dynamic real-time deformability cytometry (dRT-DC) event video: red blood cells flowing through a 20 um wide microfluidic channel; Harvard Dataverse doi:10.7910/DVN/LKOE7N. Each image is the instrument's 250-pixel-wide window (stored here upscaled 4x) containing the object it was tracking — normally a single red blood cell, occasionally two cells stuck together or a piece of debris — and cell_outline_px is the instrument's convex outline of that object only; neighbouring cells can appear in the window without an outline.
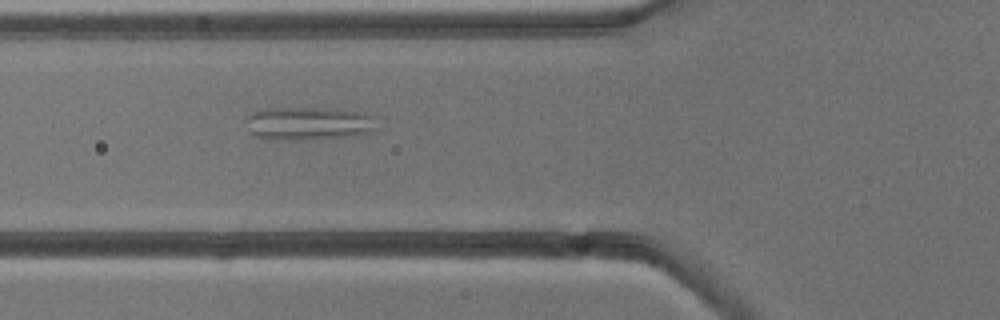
{"species": "common noctule bat (a hibernating species)", "species_latin": "Nyctalus noctula", "temperature_condition": "cold", "stored_images_in_passage": 5, "camera_frame_rate_fps": 3000, "um_per_image_px": 0.085, "animal": {"sex": "male", "body_mass_g": 13.3}, "frame": {"image": 1, "passage_image": 5, "time_ms": 5.333, "image_size_px": [1000, 320], "cell_outline_px": [[380, 128], [372, 132], [360, 136], [300, 140], [256, 136], [252, 132], [244, 120], [244, 116], [260, 108], [344, 108], [372, 112], [376, 116]], "centroid_in_image_um": [26.42, 10.45], "position_along_channel_um": 99.4, "area_um2": 26.41}}